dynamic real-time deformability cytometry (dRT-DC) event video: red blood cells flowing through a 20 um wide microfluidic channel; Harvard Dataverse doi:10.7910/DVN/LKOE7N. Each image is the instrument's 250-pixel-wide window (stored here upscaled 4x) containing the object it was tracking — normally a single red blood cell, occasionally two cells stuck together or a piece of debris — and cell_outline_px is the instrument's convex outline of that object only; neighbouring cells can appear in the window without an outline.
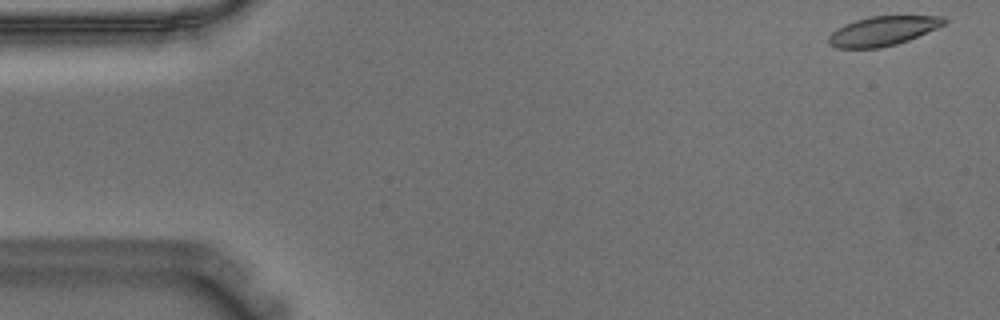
{"species": "Egyptian fruit bat (a non-hibernating species)", "species_latin": "Rousettus aegyptiacus", "temperature_condition": "warm", "stored_images_in_passage": 54, "camera_frame_rate_fps": 3000, "um_per_image_px": 0.085, "animal": {"sex": "male"}, "frame": {"image": 1, "passage_image": 1, "time_ms": 0.0, "image_size_px": [1000, 320], "cell_outline_px": [[948, 20], [944, 24], [936, 28], [908, 40], [896, 44], [880, 48], [836, 48], [828, 44], [828, 36], [836, 28], [844, 24], [856, 20], [872, 16], [944, 16]], "centroid_in_image_um": [75.0, 2.63], "position_along_channel_um": 10.0, "area_um2": 19.71}}
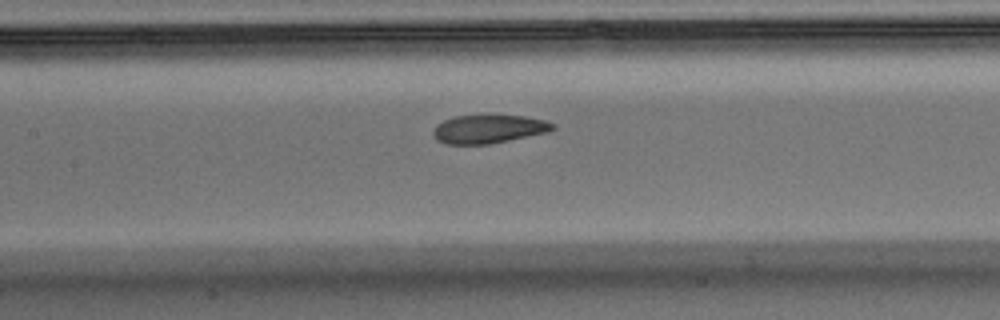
{"frame": {"image": 2, "passage_image": 24, "time_ms": 7.667, "image_size_px": [1000, 320], "cell_outline_px": [[556, 128], [548, 132], [488, 144], [448, 144], [436, 140], [432, 132], [436, 124], [444, 120], [456, 116], [488, 112], [524, 116], [544, 120], [556, 124]], "centroid_in_image_um": [41.53, 10.91], "position_along_channel_um": 165.9, "area_um2": 20.58}}
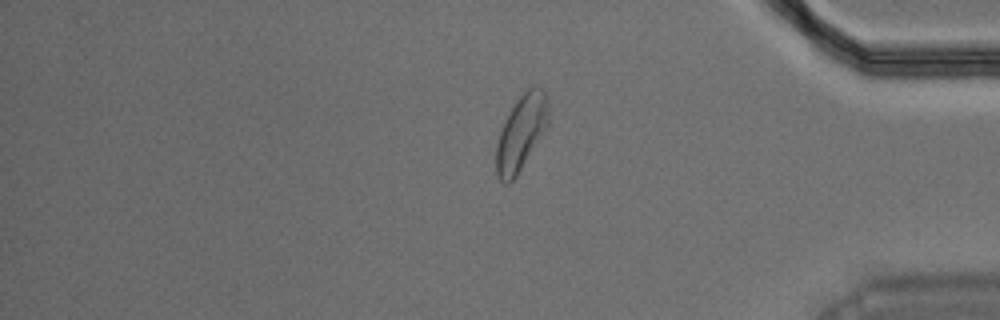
{"frame": {"image": 3, "passage_image": 45, "time_ms": 14.667, "image_size_px": [1000, 320], "cell_outline_px": [[548, 124], [516, 176], [508, 184], [504, 184], [500, 180], [496, 172], [496, 144], [504, 120], [516, 100], [532, 84], [544, 88], [548, 104]], "centroid_in_image_um": [44.29, 11.24], "position_along_channel_um": 390.9, "area_um2": 22.72}, "authors_computed_cell_mechanics": {"area_um2": 21.1548, "velocity_mm_per_s": 3.587, "shape_relaxation_time_tau1_ms": 4.7326, "shape_relaxation_time_tau2_ms": 1.5952, "deformation_change_tau1": 0.1333, "deformation_change_tau2": 0.0637}}